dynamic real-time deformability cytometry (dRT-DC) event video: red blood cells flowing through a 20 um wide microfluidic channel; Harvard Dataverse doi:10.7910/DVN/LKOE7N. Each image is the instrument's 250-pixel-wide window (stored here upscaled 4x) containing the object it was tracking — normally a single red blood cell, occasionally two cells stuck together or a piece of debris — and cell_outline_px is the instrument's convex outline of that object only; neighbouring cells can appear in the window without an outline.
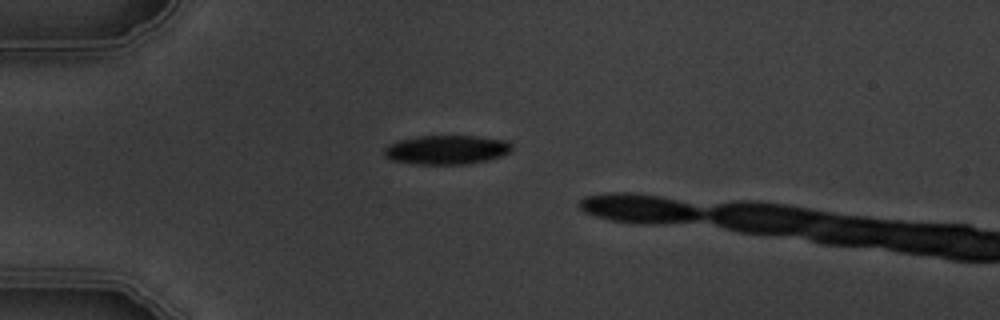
{"species": "common noctule bat (a hibernating species)", "species_latin": "Nyctalus noctula", "temperature_condition": "warm", "stored_images_in_passage": 2, "camera_frame_rate_fps": 3000, "um_per_image_px": 0.085, "animal": {"sex": "male", "body_mass_g": 19.5, "forearm_length_mm": 54.6}, "frame": {"image": 1, "passage_image": 1, "time_ms": 0.0, "image_size_px": [1000, 320], "cell_outline_px": [[512, 152], [488, 160], [468, 164], [416, 164], [392, 160], [384, 156], [384, 148], [388, 144], [400, 140], [420, 136], [476, 136], [508, 140], [512, 144]], "centroid_in_image_um": [37.99, 12.73], "position_along_channel_um": 47.0, "area_um2": 21.79}}